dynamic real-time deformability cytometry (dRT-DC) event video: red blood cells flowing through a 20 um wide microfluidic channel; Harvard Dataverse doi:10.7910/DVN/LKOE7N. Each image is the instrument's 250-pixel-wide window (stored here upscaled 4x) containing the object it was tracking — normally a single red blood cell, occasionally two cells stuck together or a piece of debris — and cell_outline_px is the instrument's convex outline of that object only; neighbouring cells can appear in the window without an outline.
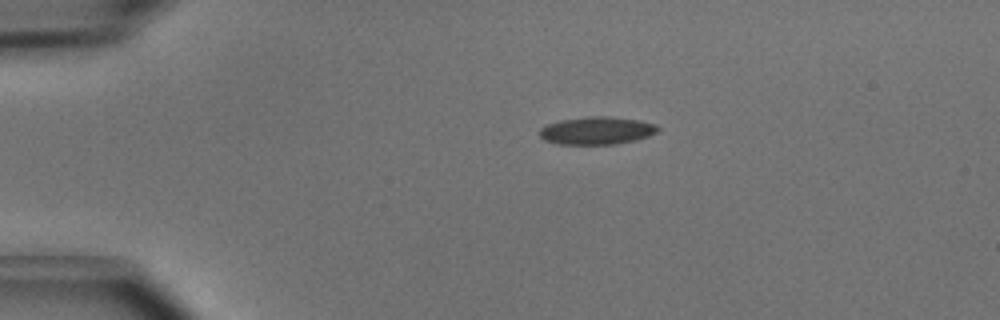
{"species": "common noctule bat (a hibernating species)", "species_latin": "Nyctalus noctula", "temperature_condition": "cold", "stored_images_in_passage": 2, "camera_frame_rate_fps": 3000, "um_per_image_px": 0.085, "animal": {"sex": "male", "body_mass_g": 15.6}, "frame": {"image": 1, "passage_image": 1, "time_ms": 0.0, "image_size_px": [1000, 320], "cell_outline_px": [[660, 128], [656, 132], [648, 136], [636, 140], [616, 144], [560, 144], [544, 140], [540, 136], [540, 128], [544, 124], [560, 120], [588, 116], [608, 116], [640, 120], [656, 124]], "centroid_in_image_um": [50.72, 11.09], "position_along_channel_um": 34.3, "area_um2": 19.25}}